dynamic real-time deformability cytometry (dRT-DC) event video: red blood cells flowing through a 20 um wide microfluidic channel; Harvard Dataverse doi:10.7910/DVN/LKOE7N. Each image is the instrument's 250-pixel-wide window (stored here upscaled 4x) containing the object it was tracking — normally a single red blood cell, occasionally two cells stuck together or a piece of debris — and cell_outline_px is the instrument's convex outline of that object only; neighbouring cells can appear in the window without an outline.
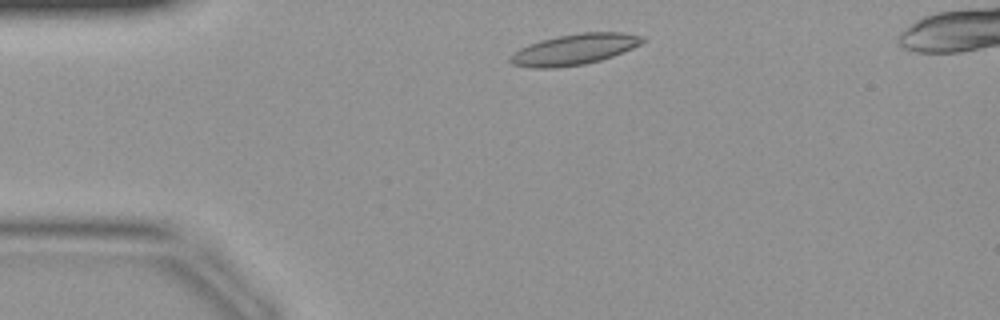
{"species": "common noctule bat (a hibernating species)", "species_latin": "Nyctalus noctula", "temperature_condition": "warm", "stored_images_in_passage": 37, "camera_frame_rate_fps": 3000, "um_per_image_px": 0.085, "animal": {"sex": "female", "body_mass_g": 19.9}, "frame": {"image": 1, "passage_image": 3, "time_ms": 0.667, "image_size_px": [1000, 320], "cell_outline_px": [[648, 40], [632, 48], [612, 56], [600, 60], [584, 64], [556, 68], [532, 68], [512, 64], [508, 60], [508, 56], [520, 48], [528, 44], [540, 40], [556, 36], [580, 32], [624, 32], [644, 36]], "centroid_in_image_um": [48.81, 4.19], "position_along_channel_um": 36.2, "area_um2": 23.99}}
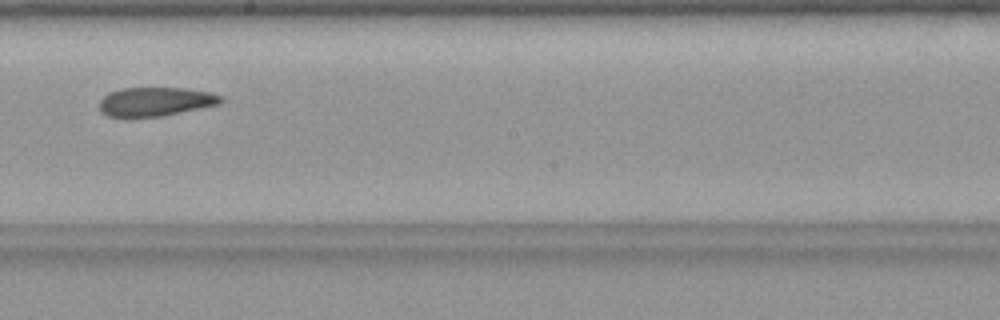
{"frame": {"image": 2, "passage_image": 18, "time_ms": 5.667, "image_size_px": [1000, 320], "cell_outline_px": [[224, 100], [220, 104], [160, 116], [108, 116], [100, 112], [100, 100], [108, 92], [120, 88], [184, 88], [208, 92], [220, 96]], "centroid_in_image_um": [13.19, 8.62], "position_along_channel_um": 235.0, "area_um2": 20.17}}
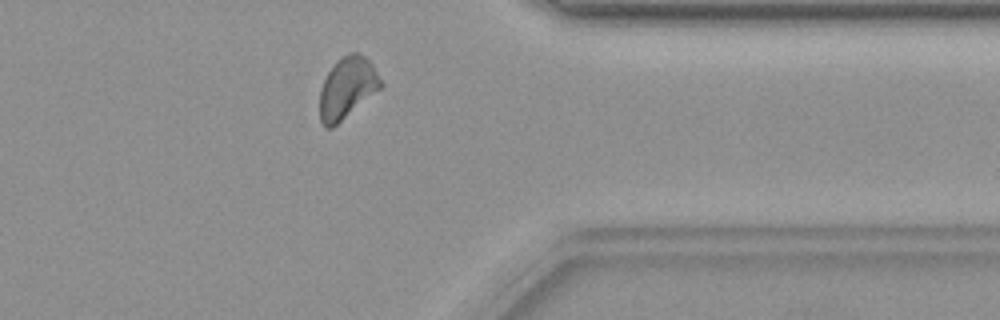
{"frame": {"image": 3, "passage_image": 28, "time_ms": 9.0, "image_size_px": [1000, 320], "cell_outline_px": [[384, 84], [380, 88], [332, 128], [324, 128], [320, 120], [320, 88], [328, 72], [336, 60], [352, 52], [356, 52], [364, 56], [372, 64]], "centroid_in_image_um": [29.49, 7.47], "position_along_channel_um": 381.9, "area_um2": 21.5}}